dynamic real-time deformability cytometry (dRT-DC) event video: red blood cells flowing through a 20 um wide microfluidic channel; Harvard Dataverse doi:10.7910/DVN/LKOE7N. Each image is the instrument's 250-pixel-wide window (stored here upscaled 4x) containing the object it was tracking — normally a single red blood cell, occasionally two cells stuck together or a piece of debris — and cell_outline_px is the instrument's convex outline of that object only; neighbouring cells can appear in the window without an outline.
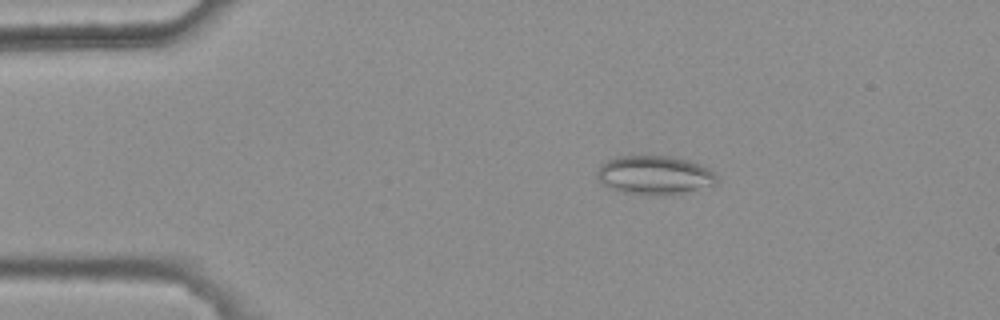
{"species": "common noctule bat (a hibernating species)", "species_latin": "Nyctalus noctula", "temperature_condition": "warm", "stored_images_in_passage": 5, "camera_frame_rate_fps": 3000, "um_per_image_px": 0.085, "animal": {"sex": "female", "body_mass_g": 25.1}, "frame": {"image": 1, "passage_image": 5, "time_ms": 1.333, "image_size_px": [1000, 320], "cell_outline_px": [[720, 180], [716, 184], [684, 192], [644, 196], [624, 192], [608, 188], [596, 176], [596, 172], [600, 164], [604, 160], [616, 156], [672, 156], [688, 160], [708, 168], [720, 176]], "centroid_in_image_um": [55.62, 14.87], "position_along_channel_um": 29.4, "area_um2": 27.34}}